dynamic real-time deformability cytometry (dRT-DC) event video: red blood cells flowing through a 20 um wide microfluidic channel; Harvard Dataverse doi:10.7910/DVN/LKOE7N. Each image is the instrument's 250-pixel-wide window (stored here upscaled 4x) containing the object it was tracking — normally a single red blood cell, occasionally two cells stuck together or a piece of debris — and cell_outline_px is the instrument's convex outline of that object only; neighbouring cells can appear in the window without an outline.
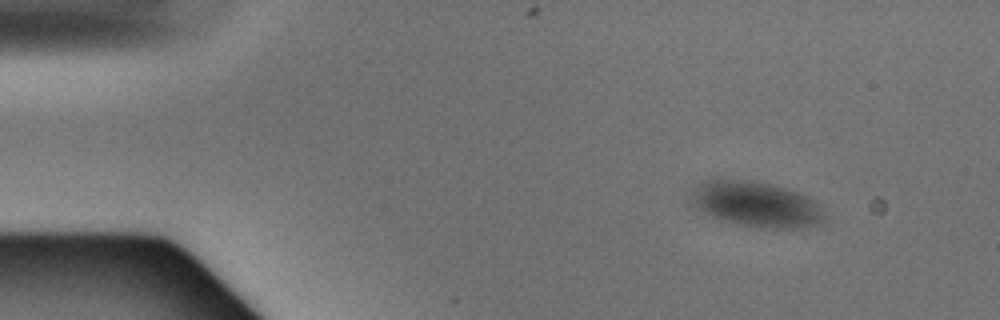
{"species": "Egyptian fruit bat (a non-hibernating species)", "species_latin": "Rousettus aegyptiacus", "temperature_condition": "warm", "stored_images_in_passage": 3, "segment_of_instrument_passage": [1, 2], "camera_frame_rate_fps": 3000, "um_per_image_px": 0.085, "animal": {"sex": "male"}, "frame": {"image": 1, "passage_image": 1, "time_ms": 0.0, "image_size_px": [1000, 320], "cell_outline_px": [[824, 224], [796, 228], [760, 228], [712, 216], [688, 204], [692, 192], [696, 184], [712, 176], [720, 176], [752, 180], [772, 184], [796, 192], [812, 200], [816, 204], [824, 216]], "centroid_in_image_um": [64.16, 17.3], "position_along_channel_um": 20.8, "area_um2": 35.6}}